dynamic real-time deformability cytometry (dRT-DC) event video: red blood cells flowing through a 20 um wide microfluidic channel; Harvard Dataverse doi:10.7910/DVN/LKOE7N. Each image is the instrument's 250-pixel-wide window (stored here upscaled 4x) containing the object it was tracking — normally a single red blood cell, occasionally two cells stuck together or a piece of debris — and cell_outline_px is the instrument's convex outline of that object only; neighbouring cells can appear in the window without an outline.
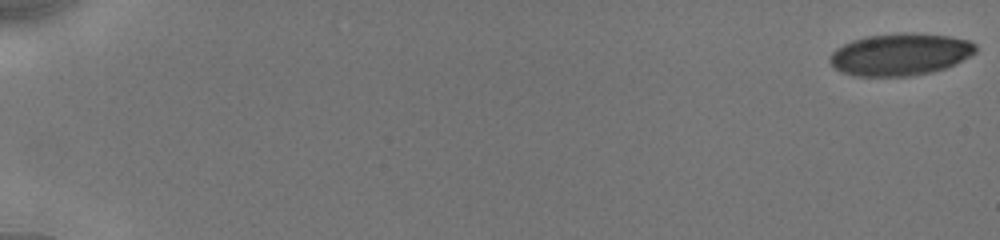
{"species": "human", "species_latin": "Homo sapiens", "temperature_condition": "cold", "stored_images_in_passage": 30, "camera_frame_rate_fps": 3000, "um_per_image_px": 0.085, "donor": {"sex": "male"}, "frame": {"image": 1, "passage_image": 1, "time_ms": 0.0, "image_size_px": [1000, 240], "cell_outline_px": [[976, 52], [956, 64], [932, 72], [912, 76], [852, 76], [840, 72], [828, 60], [828, 56], [836, 48], [852, 40], [868, 36], [900, 32], [908, 32], [948, 36], [968, 40], [976, 44]], "centroid_in_image_um": [76.5, 4.63], "position_along_channel_um": 8.5, "area_um2": 36.01}}
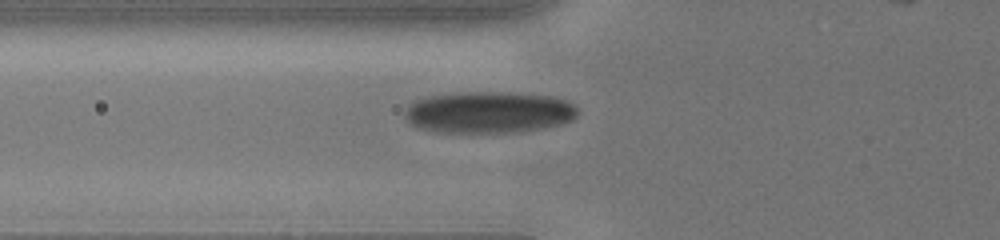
{"frame": {"image": 2, "passage_image": 17, "time_ms": 7.0, "image_size_px": [1000, 240], "cell_outline_px": [[576, 116], [572, 120], [560, 124], [540, 128], [512, 132], [436, 132], [416, 128], [404, 116], [404, 108], [416, 100], [428, 96], [452, 92], [516, 92], [556, 96], [572, 104], [576, 108]], "centroid_in_image_um": [41.5, 9.52], "position_along_channel_um": 84.3, "area_um2": 42.19}}
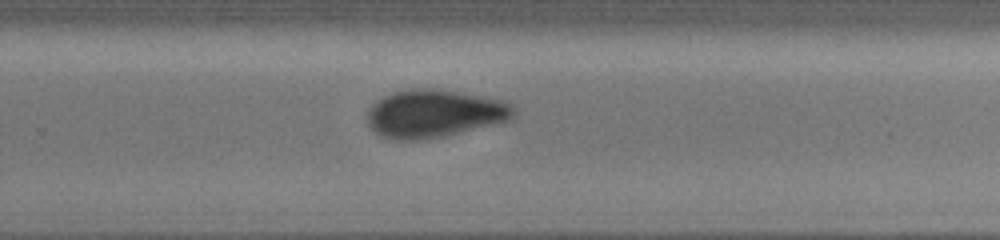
{"frame": {"image": 3, "passage_image": 30, "time_ms": 12.333, "image_size_px": [1000, 240], "cell_outline_px": [[516, 116], [512, 120], [444, 136], [420, 140], [396, 140], [380, 136], [368, 124], [368, 112], [372, 104], [376, 100], [392, 92], [412, 88], [432, 88], [480, 96], [500, 100], [512, 104], [516, 112]], "centroid_in_image_um": [36.92, 9.66], "position_along_channel_um": 292.9, "area_um2": 40.81}}